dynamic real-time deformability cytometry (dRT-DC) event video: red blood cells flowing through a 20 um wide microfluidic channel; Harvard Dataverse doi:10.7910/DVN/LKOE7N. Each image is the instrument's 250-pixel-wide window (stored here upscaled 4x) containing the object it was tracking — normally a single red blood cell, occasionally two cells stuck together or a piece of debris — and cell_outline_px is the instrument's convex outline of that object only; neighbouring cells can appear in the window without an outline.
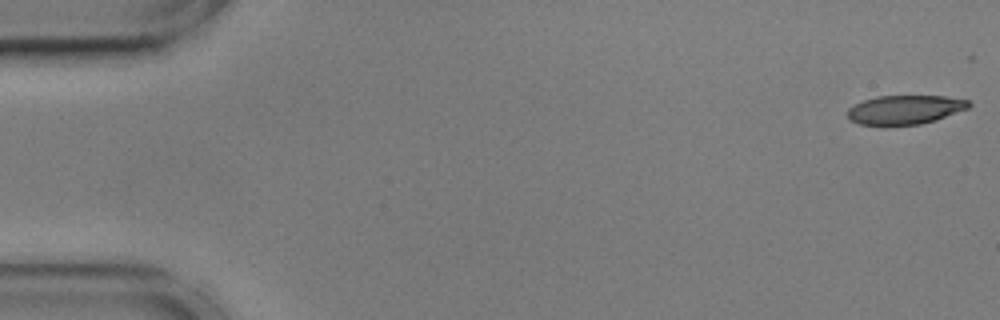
{"species": "common noctule bat (a hibernating species)", "species_latin": "Nyctalus noctula", "temperature_condition": "cold", "stored_images_in_passage": 11, "camera_frame_rate_fps": 3000, "um_per_image_px": 0.085, "animal": {"sex": "male", "body_mass_g": 17.9, "forearm_length_mm": 54.2}, "frame": {"image": 1, "passage_image": 1, "time_ms": 0.0, "image_size_px": [1000, 320], "cell_outline_px": [[972, 104], [968, 108], [936, 120], [920, 124], [884, 128], [860, 124], [848, 120], [848, 108], [864, 100], [876, 96], [944, 96], [968, 100]], "centroid_in_image_um": [76.87, 9.36], "position_along_channel_um": 8.1, "area_um2": 21.1}}